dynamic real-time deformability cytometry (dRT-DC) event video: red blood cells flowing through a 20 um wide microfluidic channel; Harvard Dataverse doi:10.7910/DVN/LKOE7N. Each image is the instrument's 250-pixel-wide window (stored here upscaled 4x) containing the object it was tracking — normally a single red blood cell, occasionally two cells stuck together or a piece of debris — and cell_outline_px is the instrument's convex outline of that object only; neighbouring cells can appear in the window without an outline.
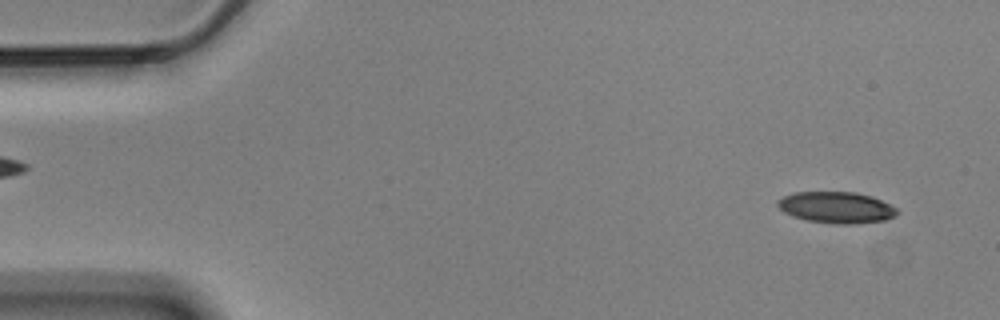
{"species": "Egyptian fruit bat (a non-hibernating species)", "species_latin": "Rousettus aegyptiacus", "temperature_condition": "cold", "stored_images_in_passage": 57, "camera_frame_rate_fps": 3000, "um_per_image_px": 0.085, "animal": {"sex": "male"}, "frame": {"image": 1, "passage_image": 4, "time_ms": 1.0, "image_size_px": [1000, 320], "cell_outline_px": [[900, 212], [896, 216], [884, 220], [856, 224], [832, 224], [808, 220], [792, 216], [784, 212], [776, 204], [776, 200], [792, 192], [856, 192], [872, 196], [896, 208]], "centroid_in_image_um": [71.08, 17.63], "position_along_channel_um": 13.9, "area_um2": 21.96}}
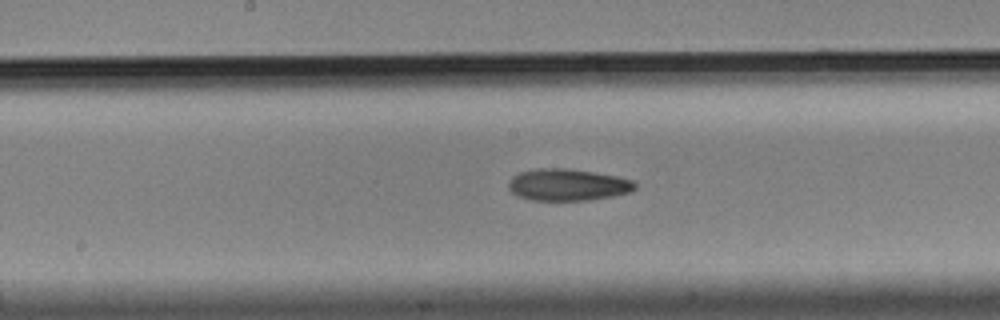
{"frame": {"image": 2, "passage_image": 29, "time_ms": 9.333, "image_size_px": [1000, 320], "cell_outline_px": [[636, 188], [632, 192], [612, 196], [588, 200], [532, 200], [516, 196], [508, 188], [508, 184], [512, 176], [520, 172], [536, 168], [568, 168], [616, 176], [632, 180], [636, 184]], "centroid_in_image_um": [48.24, 15.7], "position_along_channel_um": 200.0, "area_um2": 23.52}}
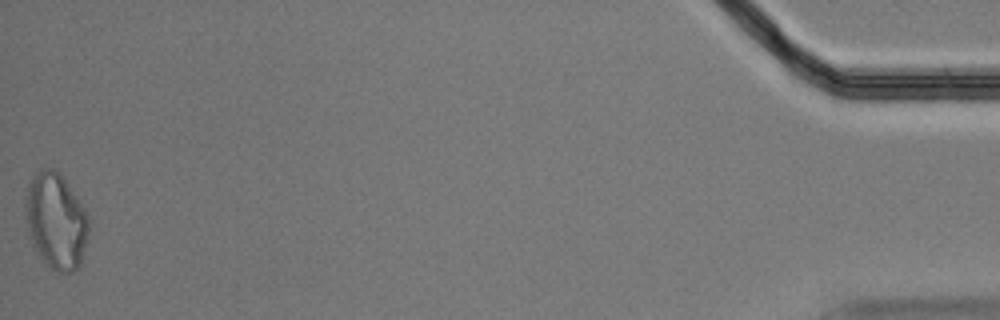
{"frame": {"image": 3, "passage_image": 57, "time_ms": 18.667, "image_size_px": [1000, 320], "cell_outline_px": [[88, 236], [80, 264], [72, 272], [56, 272], [44, 264], [36, 252], [32, 244], [24, 216], [24, 196], [28, 180], [36, 172], [44, 168], [52, 168], [64, 180], [76, 196], [84, 208], [88, 216]], "centroid_in_image_um": [4.7, 18.79], "position_along_channel_um": 430.5, "area_um2": 35.66}, "authors_computed_cell_mechanics": {"area_um2": 23.4668, "velocity_mm_per_s": 3.5114, "shape_relaxation_time_tau1_ms": null, "shape_relaxation_time_tau2_ms": 9.1874, "deformation_change_tau1": null, "deformation_change_tau2": 0.1791}}